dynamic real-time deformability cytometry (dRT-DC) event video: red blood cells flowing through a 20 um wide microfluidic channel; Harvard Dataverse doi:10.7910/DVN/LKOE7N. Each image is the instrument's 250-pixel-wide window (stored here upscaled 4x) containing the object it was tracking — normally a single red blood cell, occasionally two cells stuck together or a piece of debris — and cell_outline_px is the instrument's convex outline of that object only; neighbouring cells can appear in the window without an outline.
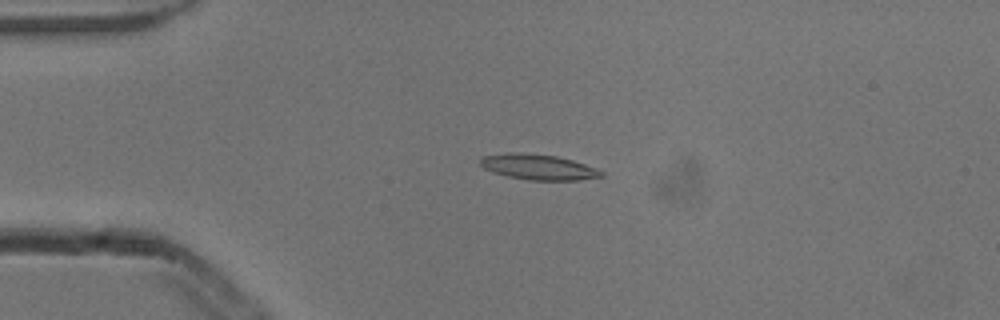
{"species": "common noctule bat (a hibernating species)", "species_latin": "Nyctalus noctula", "temperature_condition": "cold", "stored_images_in_passage": 6, "camera_frame_rate_fps": 3000, "um_per_image_px": 0.085, "animal": {"sex": "male", "body_mass_g": 13.3}, "frame": {"image": 1, "passage_image": 4, "time_ms": 1.0, "image_size_px": [1000, 320], "cell_outline_px": [[604, 176], [576, 180], [528, 180], [508, 176], [492, 172], [484, 168], [480, 164], [480, 160], [484, 156], [508, 152], [516, 152], [556, 156], [572, 160], [596, 168], [604, 172]], "centroid_in_image_um": [45.75, 14.2], "position_along_channel_um": 39.3, "area_um2": 17.8}}
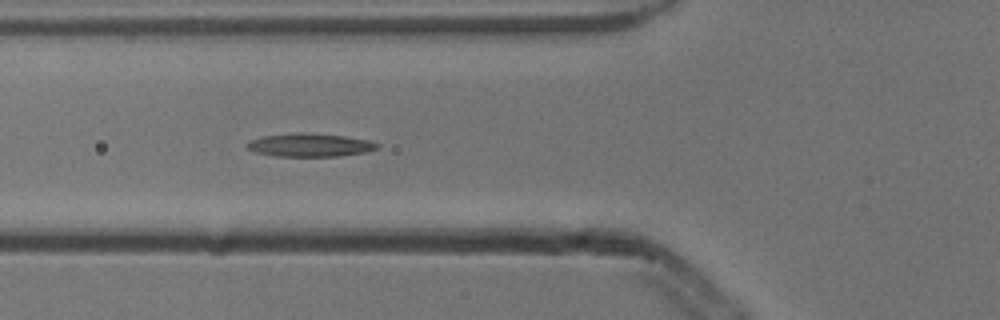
{"frame": {"image": 2, "passage_image": 6, "time_ms": 1.667, "image_size_px": [1000, 320], "cell_outline_px": [[380, 148], [364, 152], [340, 156], [276, 156], [256, 152], [248, 148], [244, 144], [248, 140], [264, 136], [296, 132], [304, 132], [348, 136], [368, 140], [380, 144]], "centroid_in_image_um": [26.35, 12.31], "position_along_channel_um": 99.5, "area_um2": 17.8}}